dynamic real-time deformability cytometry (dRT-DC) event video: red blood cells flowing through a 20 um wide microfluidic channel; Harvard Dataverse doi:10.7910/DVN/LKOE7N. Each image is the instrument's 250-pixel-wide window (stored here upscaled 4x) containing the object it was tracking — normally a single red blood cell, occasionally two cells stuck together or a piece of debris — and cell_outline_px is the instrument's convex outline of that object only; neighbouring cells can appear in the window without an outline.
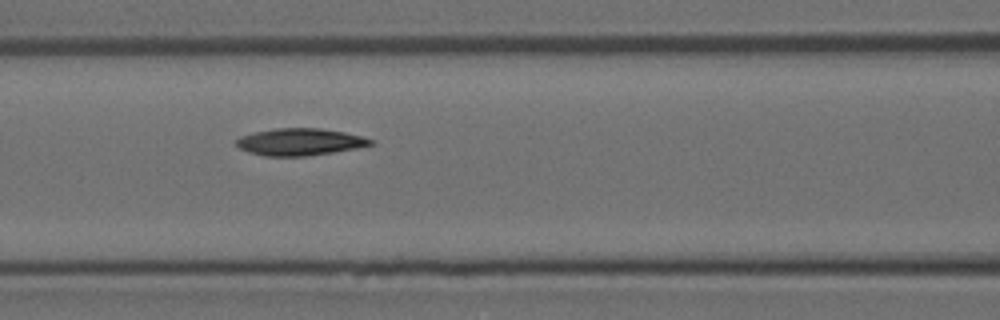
{"species": "Egyptian fruit bat (a non-hibernating species)", "species_latin": "Rousettus aegyptiacus", "temperature_condition": "room temperature", "stored_images_in_passage": 5, "camera_frame_rate_fps": 3000, "um_per_image_px": 0.085, "animal": {"sex": "female"}, "frame": {"image": 1, "passage_image": 5, "time_ms": 19.333, "image_size_px": [1000, 320], "cell_outline_px": [[376, 144], [356, 148], [308, 156], [264, 156], [248, 152], [240, 148], [236, 144], [236, 140], [240, 136], [256, 132], [276, 128], [320, 128], [344, 132], [376, 140]], "centroid_in_image_um": [25.51, 12.06], "position_along_channel_um": 141.1, "area_um2": 21.15}}